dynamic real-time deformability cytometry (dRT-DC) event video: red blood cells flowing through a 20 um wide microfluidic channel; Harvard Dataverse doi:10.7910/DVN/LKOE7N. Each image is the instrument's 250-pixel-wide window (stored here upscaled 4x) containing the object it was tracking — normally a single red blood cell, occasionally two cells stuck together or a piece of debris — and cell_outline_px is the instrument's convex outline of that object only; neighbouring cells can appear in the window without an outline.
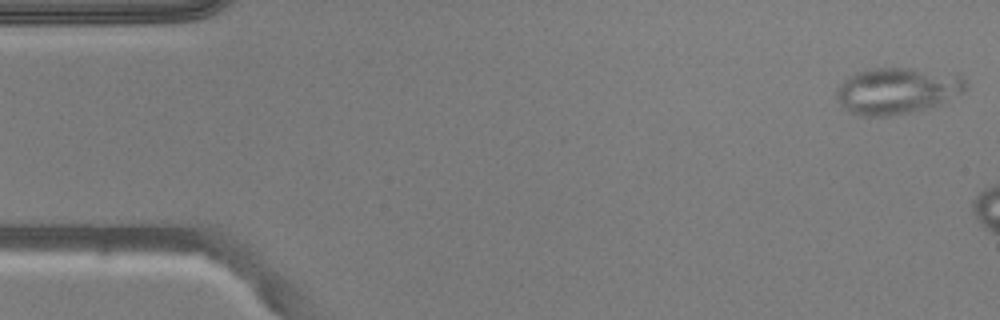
{"species": "common noctule bat (a hibernating species)", "species_latin": "Nyctalus noctula", "temperature_condition": "warm", "stored_images_in_passage": 7, "camera_frame_rate_fps": 3000, "um_per_image_px": 0.085, "animal": {"sex": "male", "body_mass_g": 20.5, "forearm_length_mm": 52.5}, "frame": {"image": 1, "passage_image": 1, "time_ms": 0.0, "image_size_px": [1000, 320], "cell_outline_px": [[968, 84], [964, 92], [940, 104], [928, 108], [912, 112], [888, 116], [856, 116], [848, 112], [840, 104], [836, 96], [836, 88], [848, 76], [856, 72], [868, 68], [912, 68], [956, 72]], "centroid_in_image_um": [76.26, 7.7], "position_along_channel_um": 8.7, "area_um2": 35.66}}